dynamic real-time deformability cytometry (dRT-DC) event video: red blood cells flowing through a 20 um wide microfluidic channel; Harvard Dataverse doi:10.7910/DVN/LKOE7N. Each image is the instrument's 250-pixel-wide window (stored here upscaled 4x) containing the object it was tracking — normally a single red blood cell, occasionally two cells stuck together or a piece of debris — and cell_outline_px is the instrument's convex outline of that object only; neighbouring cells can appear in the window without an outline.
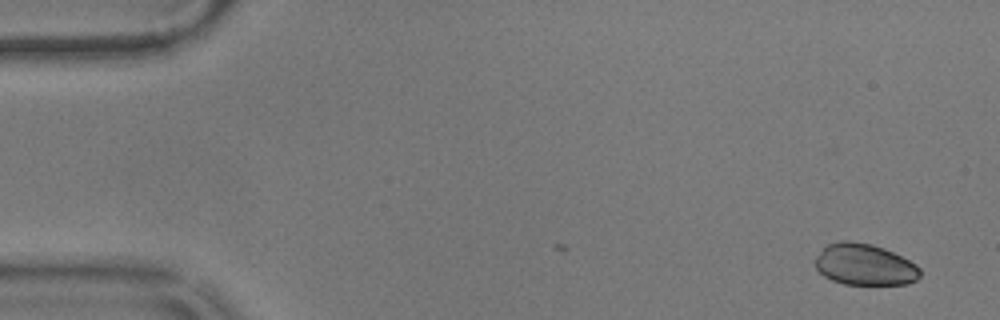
{"species": "common noctule bat (a hibernating species)", "species_latin": "Nyctalus noctula", "temperature_condition": "warm", "stored_images_in_passage": 3, "camera_frame_rate_fps": 3000, "um_per_image_px": 0.085, "animal": {"sex": "male", "body_mass_g": 17.9}, "frame": {"image": 1, "passage_image": 3, "time_ms": 0.667, "image_size_px": [1000, 320], "cell_outline_px": [[920, 276], [916, 280], [908, 284], [844, 284], [832, 280], [824, 276], [816, 268], [816, 256], [828, 244], [840, 240], [848, 240], [872, 244], [884, 248], [916, 264], [920, 268]], "centroid_in_image_um": [73.5, 22.49], "position_along_channel_um": 11.5, "area_um2": 25.2}}